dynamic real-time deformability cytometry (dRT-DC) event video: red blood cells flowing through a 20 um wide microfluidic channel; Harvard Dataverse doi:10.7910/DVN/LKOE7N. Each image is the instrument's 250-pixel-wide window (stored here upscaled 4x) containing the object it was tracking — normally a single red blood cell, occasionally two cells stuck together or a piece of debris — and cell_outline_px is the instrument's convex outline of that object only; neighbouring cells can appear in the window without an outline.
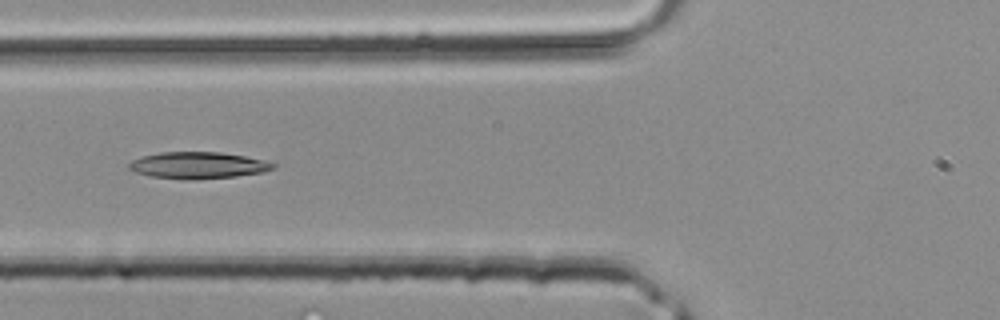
{"species": "common noctule bat (a hibernating species)", "species_latin": "Nyctalus noctula", "temperature_condition": "room temperature", "stored_images_in_passage": 30, "camera_frame_rate_fps": 3000, "um_per_image_px": 0.085, "animal": {"sex": "male", "body_mass_g": 20.4}, "frame": {"image": 1, "passage_image": 6, "time_ms": 1.667, "image_size_px": [1000, 320], "cell_outline_px": [[276, 168], [264, 172], [236, 176], [192, 180], [152, 176], [136, 172], [128, 168], [128, 164], [132, 160], [144, 156], [160, 152], [220, 152], [244, 156], [264, 160], [276, 164]], "centroid_in_image_um": [16.87, 14.05], "position_along_channel_um": 108.9, "area_um2": 22.25}}
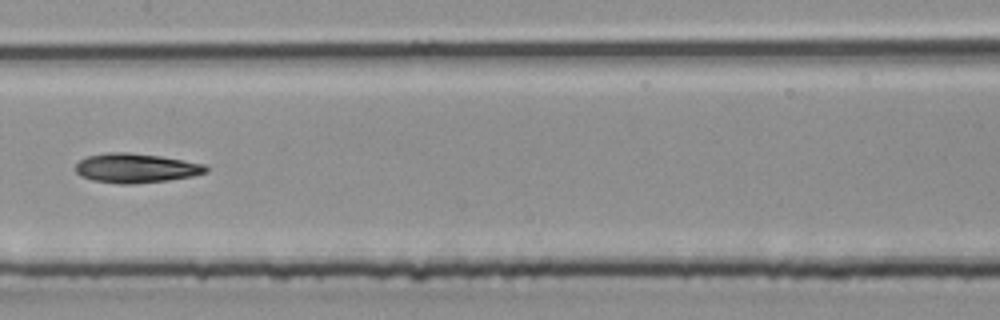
{"frame": {"image": 2, "passage_image": 11, "time_ms": 3.333, "image_size_px": [1000, 320], "cell_outline_px": [[208, 172], [192, 176], [168, 180], [128, 184], [120, 184], [92, 180], [80, 176], [76, 172], [76, 164], [80, 160], [88, 156], [108, 152], [128, 152], [160, 156], [204, 164], [208, 168]], "centroid_in_image_um": [11.54, 14.29], "position_along_channel_um": 195.9, "area_um2": 22.2}}
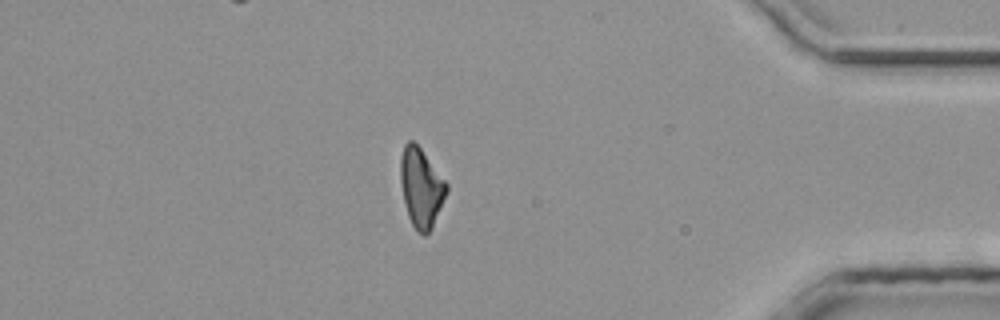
{"frame": {"image": 3, "passage_image": 25, "time_ms": 8.0, "image_size_px": [1000, 320], "cell_outline_px": [[448, 192], [432, 228], [424, 236], [412, 224], [408, 216], [404, 200], [400, 180], [400, 156], [404, 144], [408, 140], [412, 140], [420, 148], [448, 184]], "centroid_in_image_um": [35.8, 15.93], "position_along_channel_um": 399.4, "area_um2": 21.1}}